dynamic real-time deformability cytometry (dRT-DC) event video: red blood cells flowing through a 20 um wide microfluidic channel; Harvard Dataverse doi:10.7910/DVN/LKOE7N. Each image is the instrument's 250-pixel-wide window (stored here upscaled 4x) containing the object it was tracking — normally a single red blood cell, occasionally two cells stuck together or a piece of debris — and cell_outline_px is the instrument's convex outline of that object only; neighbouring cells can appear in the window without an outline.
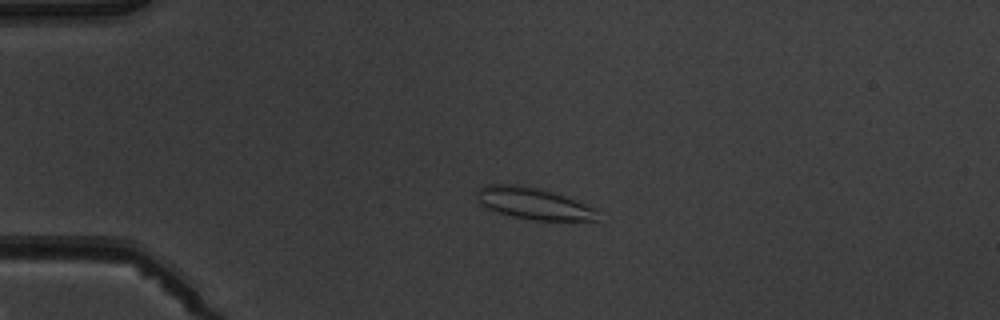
{"species": "common noctule bat (a hibernating species)", "species_latin": "Nyctalus noctula", "temperature_condition": "warm", "stored_images_in_passage": 6, "camera_frame_rate_fps": 3000, "um_per_image_px": 0.085, "animal": {"sex": "male", "body_mass_g": 19.5, "forearm_length_mm": 54.6}, "frame": {"image": 1, "passage_image": 4, "time_ms": 3.333, "image_size_px": [1000, 320], "cell_outline_px": [[596, 220], [536, 220], [512, 216], [496, 212], [480, 204], [476, 200], [476, 188], [484, 184], [516, 184], [540, 188], [564, 196], [596, 208]], "centroid_in_image_um": [45.25, 17.27], "position_along_channel_um": 39.7, "area_um2": 22.25}}
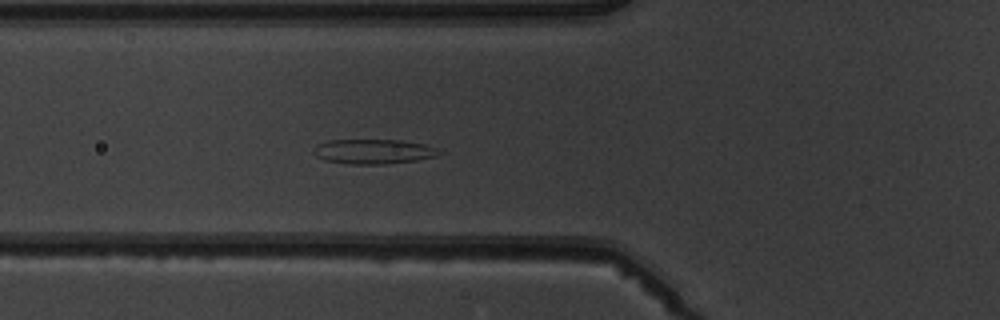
{"frame": {"image": 2, "passage_image": 6, "time_ms": 5.667, "image_size_px": [1000, 320], "cell_outline_px": [[444, 152], [436, 156], [416, 160], [388, 164], [348, 164], [324, 160], [316, 156], [312, 152], [312, 148], [316, 144], [328, 140], [400, 140], [424, 144], [436, 148]], "centroid_in_image_um": [31.71, 12.88], "position_along_channel_um": 94.1, "area_um2": 18.26}}